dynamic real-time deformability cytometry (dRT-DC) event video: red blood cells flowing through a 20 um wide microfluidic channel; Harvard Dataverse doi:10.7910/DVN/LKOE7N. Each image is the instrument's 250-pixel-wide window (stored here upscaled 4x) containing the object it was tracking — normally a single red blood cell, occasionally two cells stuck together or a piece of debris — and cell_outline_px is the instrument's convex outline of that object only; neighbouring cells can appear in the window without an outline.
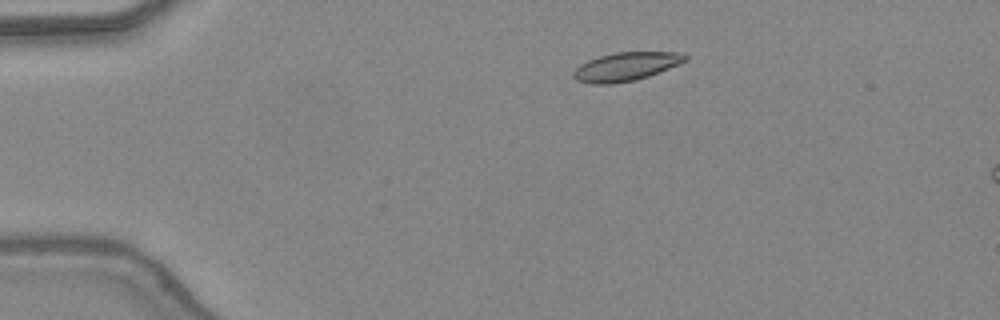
{"species": "common noctule bat (a hibernating species)", "species_latin": "Nyctalus noctula", "temperature_condition": "warm", "stored_images_in_passage": 12, "camera_frame_rate_fps": 3000, "um_per_image_px": 0.085, "animal": {"sex": "female", "body_mass_g": 24.6, "forearm_length_mm": 56.2}, "frame": {"image": 1, "passage_image": 7, "time_ms": 2.0, "image_size_px": [1000, 320], "cell_outline_px": [[688, 60], [680, 64], [648, 76], [636, 80], [612, 84], [592, 84], [576, 80], [572, 76], [572, 72], [580, 64], [588, 60], [600, 56], [616, 52], [684, 52], [688, 56]], "centroid_in_image_um": [53.22, 5.66], "position_along_channel_um": 31.8, "area_um2": 18.73}}